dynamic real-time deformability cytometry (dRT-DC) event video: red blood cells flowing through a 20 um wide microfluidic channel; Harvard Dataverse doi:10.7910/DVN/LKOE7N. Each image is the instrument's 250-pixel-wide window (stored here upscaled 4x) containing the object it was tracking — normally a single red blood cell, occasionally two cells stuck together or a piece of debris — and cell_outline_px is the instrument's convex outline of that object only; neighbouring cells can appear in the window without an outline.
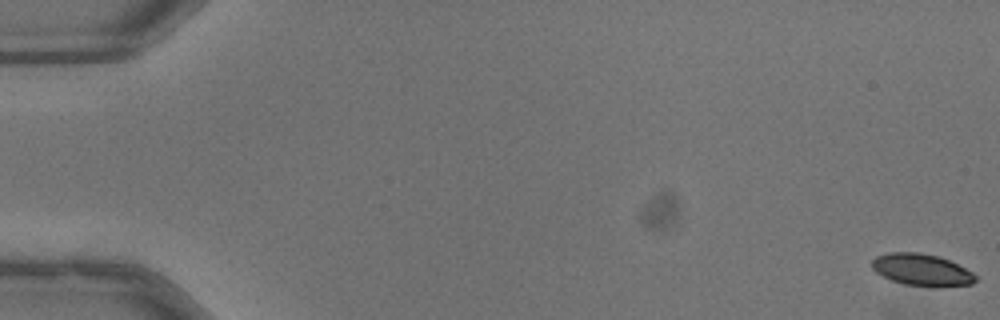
{"species": "common noctule bat (a hibernating species)", "species_latin": "Nyctalus noctula", "temperature_condition": "warm", "stored_images_in_passage": 17, "camera_frame_rate_fps": 3000, "um_per_image_px": 0.085, "animal": {"sex": "male", "body_mass_g": 13.3}, "frame": {"image": 1, "passage_image": 1, "time_ms": 0.0, "image_size_px": [1000, 320], "cell_outline_px": [[976, 280], [972, 284], [940, 288], [932, 288], [904, 284], [892, 280], [876, 272], [872, 268], [872, 260], [876, 256], [888, 252], [920, 252], [936, 256], [948, 260], [972, 272], [976, 276]], "centroid_in_image_um": [78.35, 22.96], "position_along_channel_um": 6.6, "area_um2": 19.42}}